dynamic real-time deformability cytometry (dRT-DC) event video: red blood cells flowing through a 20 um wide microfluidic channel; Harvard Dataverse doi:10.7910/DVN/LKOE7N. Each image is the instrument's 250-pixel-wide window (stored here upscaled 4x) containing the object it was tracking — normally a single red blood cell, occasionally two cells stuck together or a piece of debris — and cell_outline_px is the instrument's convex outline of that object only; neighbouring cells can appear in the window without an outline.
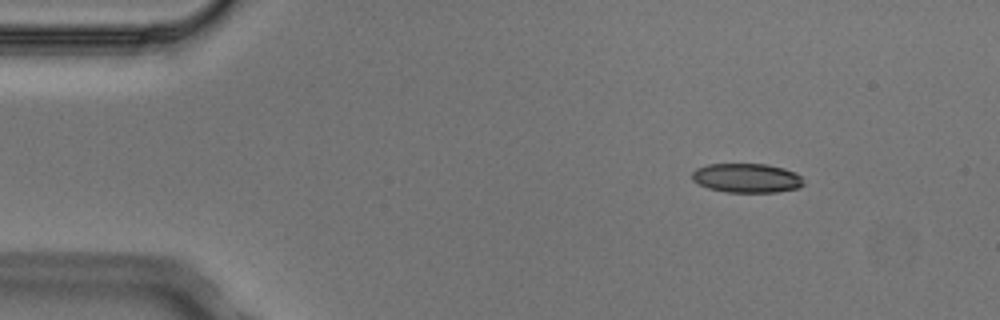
{"species": "Egyptian fruit bat (a non-hibernating species)", "species_latin": "Rousettus aegyptiacus", "temperature_condition": "cold", "stored_images_in_passage": 4, "camera_frame_rate_fps": 3000, "um_per_image_px": 0.085, "animal": {"sex": "male"}, "frame": {"image": 1, "passage_image": 1, "time_ms": 0.0, "image_size_px": [1000, 320], "cell_outline_px": [[804, 184], [800, 188], [776, 192], [728, 192], [708, 188], [692, 180], [692, 172], [696, 168], [708, 164], [768, 164], [784, 168], [796, 172], [800, 176]], "centroid_in_image_um": [63.49, 15.13], "position_along_channel_um": 21.5, "area_um2": 19.07}}
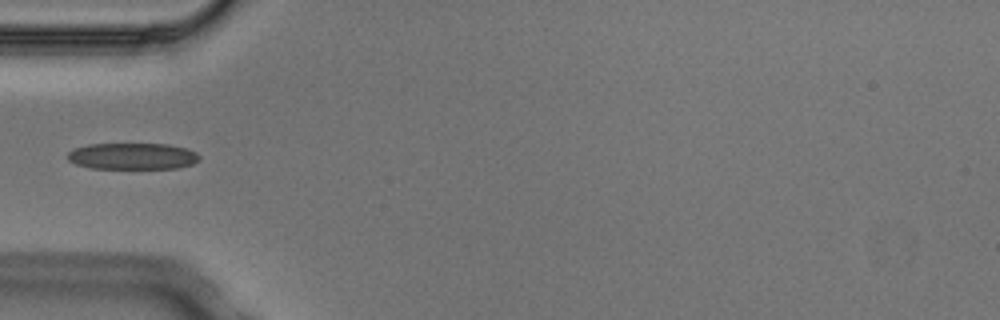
{"frame": {"image": 2, "passage_image": 4, "time_ms": 1.0, "image_size_px": [1000, 320], "cell_outline_px": [[200, 160], [192, 164], [180, 168], [92, 168], [76, 164], [68, 160], [68, 152], [72, 148], [88, 144], [168, 144], [188, 148], [196, 152], [200, 156]], "centroid_in_image_um": [11.28, 13.27], "position_along_channel_um": 73.7, "area_um2": 20.46}}